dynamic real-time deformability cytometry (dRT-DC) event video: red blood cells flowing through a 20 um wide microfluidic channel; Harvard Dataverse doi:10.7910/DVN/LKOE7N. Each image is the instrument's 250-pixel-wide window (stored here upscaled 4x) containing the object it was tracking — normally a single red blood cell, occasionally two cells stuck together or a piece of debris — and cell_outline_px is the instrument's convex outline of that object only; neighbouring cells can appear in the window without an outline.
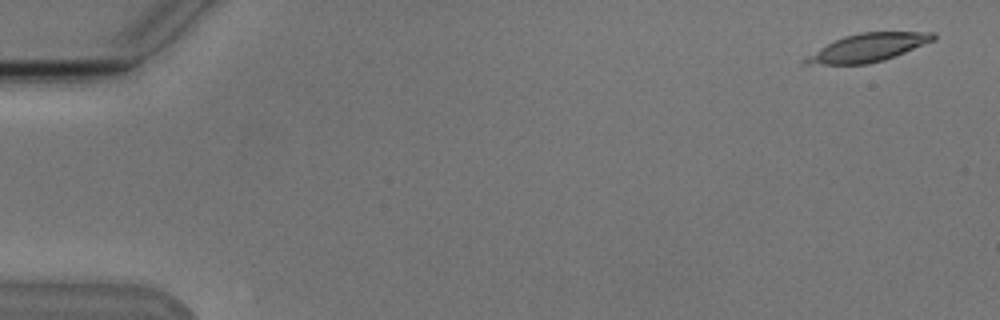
{"species": "Egyptian fruit bat (a non-hibernating species)", "species_latin": "Rousettus aegyptiacus", "temperature_condition": "cold", "stored_images_in_passage": 4, "camera_frame_rate_fps": 3000, "um_per_image_px": 0.085, "animal": {"sex": "male"}, "frame": {"image": 1, "passage_image": 1, "time_ms": 0.0, "image_size_px": [1000, 320], "cell_outline_px": [[936, 40], [884, 60], [868, 64], [804, 64], [800, 60], [820, 48], [844, 36], [860, 32], [936, 32]], "centroid_in_image_um": [73.8, 4.04], "position_along_channel_um": 11.2, "area_um2": 20.75}}